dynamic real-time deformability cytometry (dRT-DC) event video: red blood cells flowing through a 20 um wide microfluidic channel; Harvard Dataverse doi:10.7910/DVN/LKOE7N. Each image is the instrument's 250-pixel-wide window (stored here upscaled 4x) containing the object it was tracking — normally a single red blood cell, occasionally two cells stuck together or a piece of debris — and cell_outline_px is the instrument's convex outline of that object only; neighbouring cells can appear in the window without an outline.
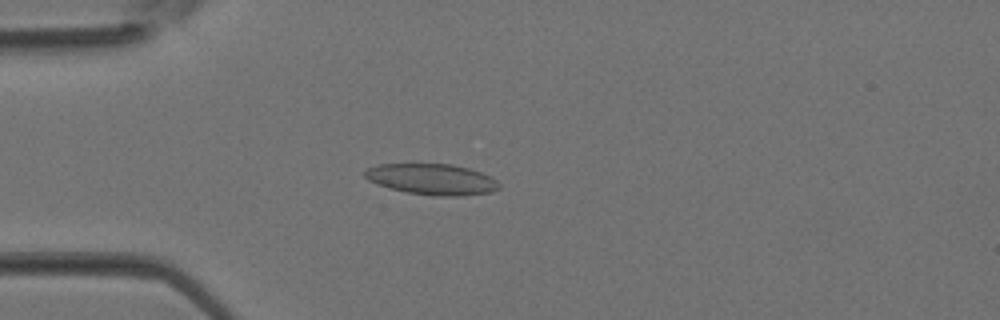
{"species": "Egyptian fruit bat (a non-hibernating species)", "species_latin": "Rousettus aegyptiacus", "temperature_condition": "room temperature", "stored_images_in_passage": 38, "camera_frame_rate_fps": 3000, "um_per_image_px": 0.085, "animal": {"sex": "female"}, "frame": {"image": 1, "passage_image": 10, "time_ms": 3.0, "image_size_px": [1000, 320], "cell_outline_px": [[500, 188], [492, 192], [460, 196], [436, 196], [408, 192], [388, 188], [376, 184], [368, 180], [364, 176], [364, 168], [380, 164], [452, 164], [468, 168], [480, 172], [496, 180], [500, 184]], "centroid_in_image_um": [36.68, 15.24], "position_along_channel_um": 48.3, "area_um2": 24.28}}
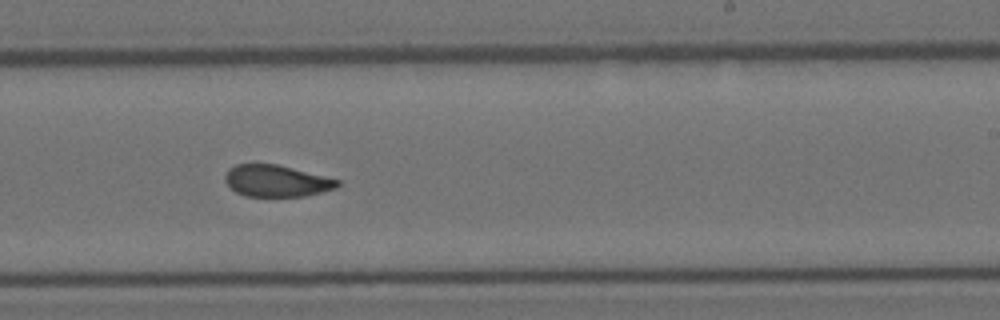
{"frame": {"image": 2, "passage_image": 23, "time_ms": 7.333, "image_size_px": [1000, 320], "cell_outline_px": [[340, 184], [336, 188], [308, 196], [244, 196], [236, 192], [224, 180], [224, 176], [228, 168], [236, 164], [276, 164], [340, 180]], "centroid_in_image_um": [23.49, 15.38], "position_along_channel_um": 265.5, "area_um2": 20.69}}
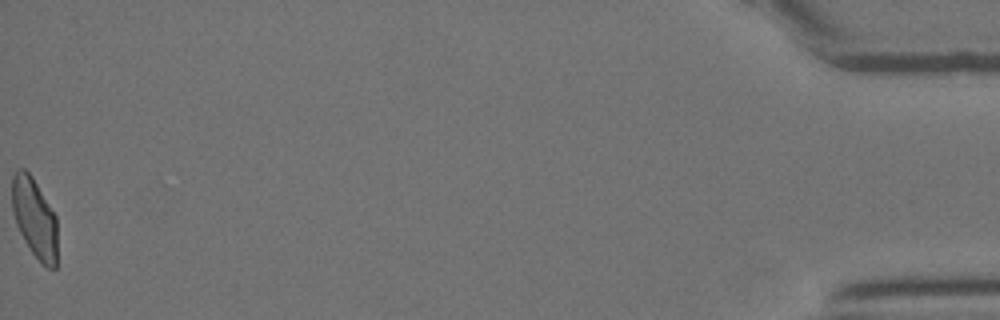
{"frame": {"image": 3, "passage_image": 38, "time_ms": 12.333, "image_size_px": [1000, 320], "cell_outline_px": [[56, 268], [48, 268], [32, 252], [24, 240], [16, 224], [12, 208], [12, 176], [20, 168], [24, 168], [32, 176], [56, 216]], "centroid_in_image_um": [2.92, 18.5], "position_along_channel_um": 432.3, "area_um2": 20.69}}